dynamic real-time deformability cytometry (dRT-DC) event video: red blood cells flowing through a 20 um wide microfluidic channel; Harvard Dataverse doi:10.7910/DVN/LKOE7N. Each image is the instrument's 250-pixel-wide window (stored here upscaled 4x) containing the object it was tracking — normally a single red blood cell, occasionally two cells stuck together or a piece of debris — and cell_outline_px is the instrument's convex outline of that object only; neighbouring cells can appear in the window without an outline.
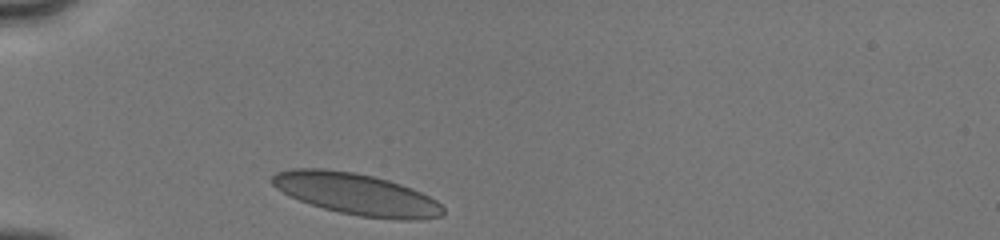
{"species": "human", "species_latin": "Homo sapiens", "temperature_condition": "cold", "stored_images_in_passage": 11, "camera_frame_rate_fps": 3000, "um_per_image_px": 0.085, "donor": {"sex": "male"}, "frame": {"image": 1, "passage_image": 1, "time_ms": 0.0, "image_size_px": [1000, 240], "cell_outline_px": [[444, 212], [440, 216], [420, 220], [400, 220], [360, 216], [340, 212], [324, 208], [300, 200], [276, 188], [272, 184], [272, 176], [276, 172], [292, 168], [324, 168], [352, 172], [372, 176], [388, 180], [412, 188], [436, 200], [444, 208]], "centroid_in_image_um": [30.31, 16.49], "position_along_channel_um": 54.7, "area_um2": 41.1}}
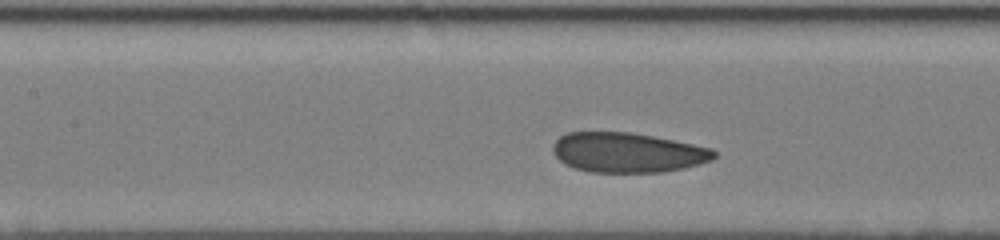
{"frame": {"image": 2, "passage_image": 7, "time_ms": 3.0, "image_size_px": [1000, 240], "cell_outline_px": [[716, 156], [712, 160], [700, 164], [684, 168], [664, 172], [592, 172], [576, 168], [564, 164], [552, 152], [552, 144], [560, 136], [568, 132], [632, 132], [712, 148], [716, 152]], "centroid_in_image_um": [53.34, 12.96], "position_along_channel_um": 154.1, "area_um2": 37.45}}
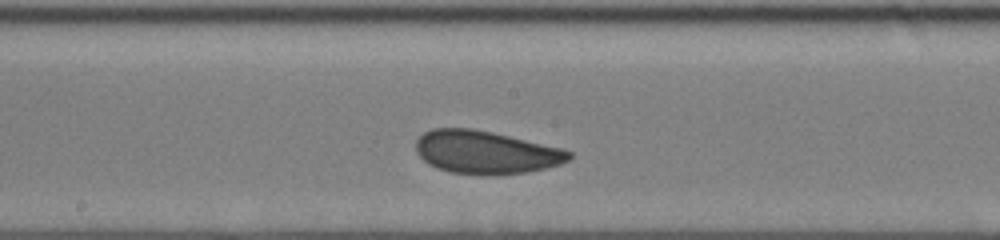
{"frame": {"image": 3, "passage_image": 10, "time_ms": 4.333, "image_size_px": [1000, 240], "cell_outline_px": [[572, 156], [568, 160], [560, 164], [528, 172], [452, 172], [436, 168], [428, 164], [416, 152], [416, 140], [424, 132], [432, 128], [472, 128], [492, 132], [564, 148], [572, 152]], "centroid_in_image_um": [41.28, 12.89], "position_along_channel_um": 206.9, "area_um2": 37.51}}